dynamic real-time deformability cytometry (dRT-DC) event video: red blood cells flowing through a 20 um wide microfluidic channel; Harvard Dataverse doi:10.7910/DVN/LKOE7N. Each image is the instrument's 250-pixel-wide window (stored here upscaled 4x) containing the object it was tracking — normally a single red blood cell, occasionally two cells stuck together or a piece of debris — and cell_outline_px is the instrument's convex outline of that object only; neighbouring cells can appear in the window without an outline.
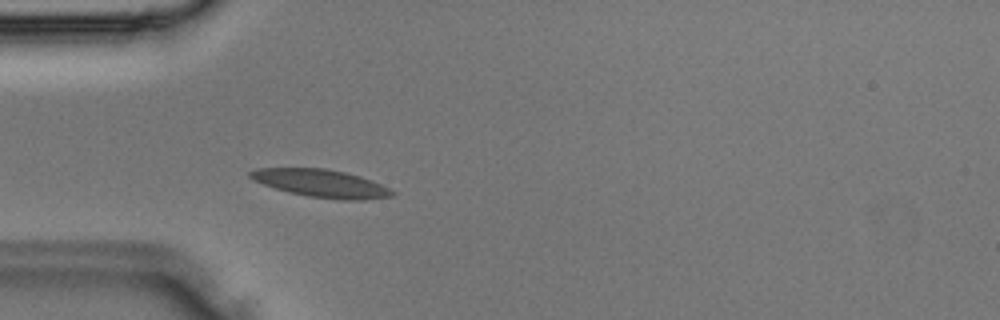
{"species": "Egyptian fruit bat (a non-hibernating species)", "species_latin": "Rousettus aegyptiacus", "temperature_condition": "room temperature", "stored_images_in_passage": 22, "camera_frame_rate_fps": 3000, "um_per_image_px": 0.085, "animal": {"sex": "male"}, "frame": {"image": 1, "passage_image": 9, "time_ms": 2.667, "image_size_px": [1000, 320], "cell_outline_px": [[396, 192], [392, 196], [364, 200], [340, 200], [308, 196], [276, 188], [252, 180], [248, 176], [248, 172], [256, 168], [324, 168], [344, 172], [360, 176], [372, 180]], "centroid_in_image_um": [27.3, 15.58], "position_along_channel_um": 57.7, "area_um2": 22.83}}
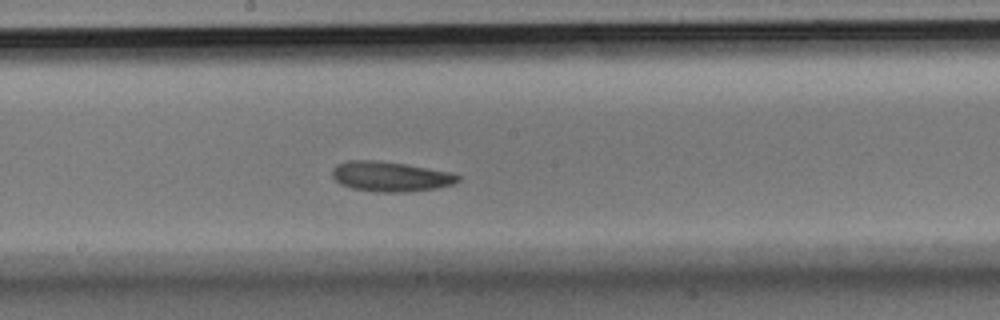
{"frame": {"image": 2, "passage_image": 18, "time_ms": 5.667, "image_size_px": [1000, 320], "cell_outline_px": [[460, 180], [456, 184], [436, 188], [404, 192], [376, 192], [352, 188], [340, 184], [332, 176], [332, 168], [336, 164], [348, 160], [376, 160], [408, 164], [452, 172], [460, 176]], "centroid_in_image_um": [33.2, 14.99], "position_along_channel_um": 215.0, "area_um2": 22.25}}
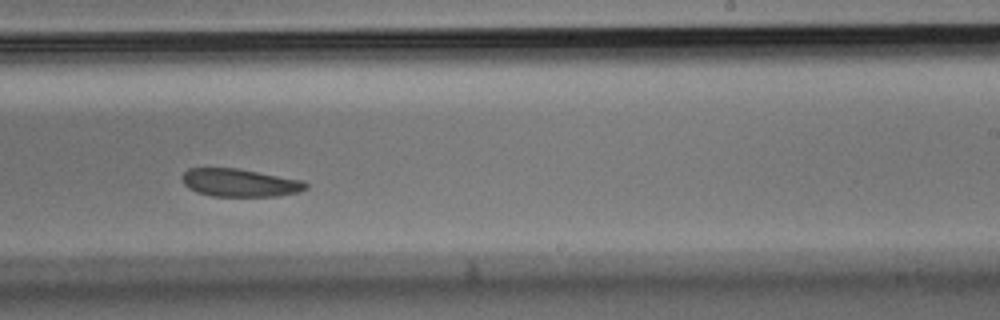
{"frame": {"image": 3, "passage_image": 21, "time_ms": 6.667, "image_size_px": [1000, 320], "cell_outline_px": [[308, 188], [300, 192], [280, 196], [212, 196], [196, 192], [188, 188], [184, 184], [180, 176], [188, 168], [236, 168], [304, 180], [308, 184]], "centroid_in_image_um": [20.39, 15.53], "position_along_channel_um": 268.6, "area_um2": 20.35}}